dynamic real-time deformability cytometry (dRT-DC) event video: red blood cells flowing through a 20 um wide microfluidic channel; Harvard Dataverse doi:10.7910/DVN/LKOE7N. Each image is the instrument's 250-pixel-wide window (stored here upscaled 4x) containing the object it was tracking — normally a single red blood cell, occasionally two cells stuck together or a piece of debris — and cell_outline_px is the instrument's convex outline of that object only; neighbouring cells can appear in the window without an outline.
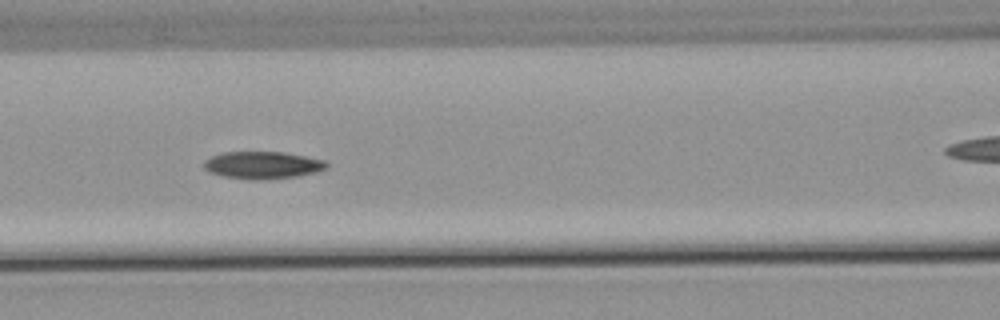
{"species": "common noctule bat (a hibernating species)", "species_latin": "Nyctalus noctula", "temperature_condition": "warm", "stored_images_in_passage": 39, "camera_frame_rate_fps": 3000, "um_per_image_px": 0.085, "animal": {"sex": "male", "body_mass_g": 21.5, "forearm_length_mm": 52.0}, "frame": {"image": 1, "passage_image": 17, "time_ms": 5.333, "image_size_px": [1000, 320], "cell_outline_px": [[328, 164], [324, 168], [316, 172], [296, 176], [264, 180], [252, 180], [224, 176], [208, 172], [204, 168], [204, 160], [212, 156], [224, 152], [284, 152], [324, 160]], "centroid_in_image_um": [22.28, 14.04], "position_along_channel_um": 144.3, "area_um2": 19.42}}
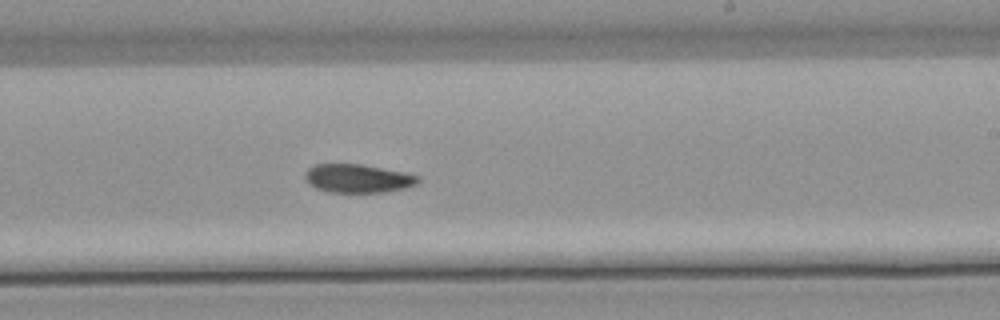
{"frame": {"image": 2, "passage_image": 26, "time_ms": 8.333, "image_size_px": [1000, 320], "cell_outline_px": [[420, 180], [416, 184], [404, 188], [384, 192], [328, 192], [316, 188], [308, 184], [304, 176], [308, 168], [316, 164], [360, 164], [404, 172], [420, 176]], "centroid_in_image_um": [30.4, 15.17], "position_along_channel_um": 258.6, "area_um2": 18.73}}
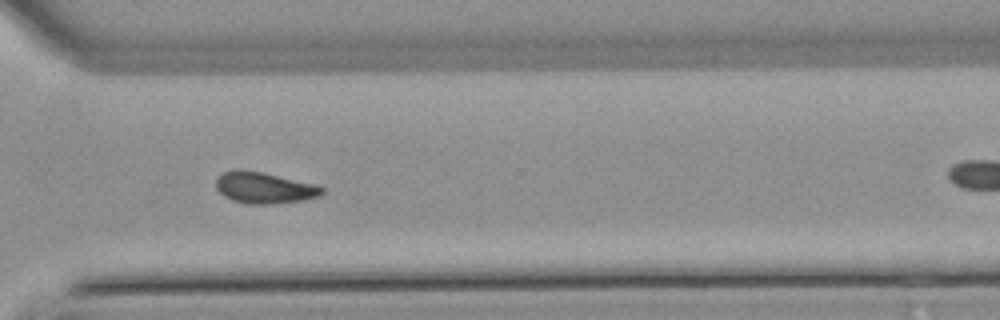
{"frame": {"image": 3, "passage_image": 33, "time_ms": 10.667, "image_size_px": [1000, 320], "cell_outline_px": [[324, 192], [320, 196], [304, 200], [272, 204], [248, 204], [232, 200], [224, 196], [216, 188], [216, 180], [224, 172], [260, 172], [316, 184], [324, 188]], "centroid_in_image_um": [22.53, 16.01], "position_along_channel_um": 348.1, "area_um2": 18.79}, "authors_computed_cell_mechanics": {"area_um2": 19.4208, "velocity_mm_per_s": 3.8246, "shape_relaxation_time_tau1_ms": 5.5935, "shape_relaxation_time_tau2_ms": null, "deformation_change_tau1": 0.1495, "deformation_change_tau2": null}}